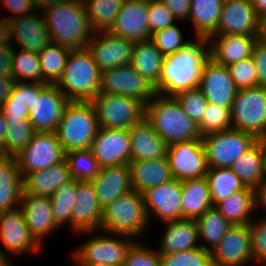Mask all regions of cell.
Instances as JSON below:
<instances>
[{"mask_svg": "<svg viewBox=\"0 0 266 266\" xmlns=\"http://www.w3.org/2000/svg\"><path fill=\"white\" fill-rule=\"evenodd\" d=\"M252 58L257 71L258 86L266 87V42L260 37L253 48Z\"/></svg>", "mask_w": 266, "mask_h": 266, "instance_id": "9f6ffc18", "label": "cell"}, {"mask_svg": "<svg viewBox=\"0 0 266 266\" xmlns=\"http://www.w3.org/2000/svg\"><path fill=\"white\" fill-rule=\"evenodd\" d=\"M198 225L199 241L207 242L209 245L200 243V246L208 251L213 250L224 237L231 224L215 207L207 209L196 219Z\"/></svg>", "mask_w": 266, "mask_h": 266, "instance_id": "74e56055", "label": "cell"}, {"mask_svg": "<svg viewBox=\"0 0 266 266\" xmlns=\"http://www.w3.org/2000/svg\"><path fill=\"white\" fill-rule=\"evenodd\" d=\"M23 193L21 176L15 157H0V212L20 206Z\"/></svg>", "mask_w": 266, "mask_h": 266, "instance_id": "d6a6232c", "label": "cell"}, {"mask_svg": "<svg viewBox=\"0 0 266 266\" xmlns=\"http://www.w3.org/2000/svg\"><path fill=\"white\" fill-rule=\"evenodd\" d=\"M0 47H12L10 42V24L4 17L0 19Z\"/></svg>", "mask_w": 266, "mask_h": 266, "instance_id": "e7e4bbea", "label": "cell"}, {"mask_svg": "<svg viewBox=\"0 0 266 266\" xmlns=\"http://www.w3.org/2000/svg\"><path fill=\"white\" fill-rule=\"evenodd\" d=\"M160 262L161 266H212L211 252L202 247L160 254Z\"/></svg>", "mask_w": 266, "mask_h": 266, "instance_id": "7dc6e473", "label": "cell"}, {"mask_svg": "<svg viewBox=\"0 0 266 266\" xmlns=\"http://www.w3.org/2000/svg\"><path fill=\"white\" fill-rule=\"evenodd\" d=\"M128 131L131 142V161L167 157L168 144L155 132L145 117Z\"/></svg>", "mask_w": 266, "mask_h": 266, "instance_id": "4316f807", "label": "cell"}, {"mask_svg": "<svg viewBox=\"0 0 266 266\" xmlns=\"http://www.w3.org/2000/svg\"><path fill=\"white\" fill-rule=\"evenodd\" d=\"M149 224L143 194L132 189L103 209L100 233L126 235L136 240L145 236Z\"/></svg>", "mask_w": 266, "mask_h": 266, "instance_id": "277c9868", "label": "cell"}, {"mask_svg": "<svg viewBox=\"0 0 266 266\" xmlns=\"http://www.w3.org/2000/svg\"><path fill=\"white\" fill-rule=\"evenodd\" d=\"M163 5H165L177 21L185 20L189 18L191 10V0H159Z\"/></svg>", "mask_w": 266, "mask_h": 266, "instance_id": "91938a15", "label": "cell"}, {"mask_svg": "<svg viewBox=\"0 0 266 266\" xmlns=\"http://www.w3.org/2000/svg\"><path fill=\"white\" fill-rule=\"evenodd\" d=\"M22 177L47 169L65 160V152L56 133L35 132L29 143L14 156Z\"/></svg>", "mask_w": 266, "mask_h": 266, "instance_id": "8fae6325", "label": "cell"}, {"mask_svg": "<svg viewBox=\"0 0 266 266\" xmlns=\"http://www.w3.org/2000/svg\"><path fill=\"white\" fill-rule=\"evenodd\" d=\"M148 14L150 37L152 34L175 24L174 22L177 21L171 11L159 0H148Z\"/></svg>", "mask_w": 266, "mask_h": 266, "instance_id": "db71d44e", "label": "cell"}, {"mask_svg": "<svg viewBox=\"0 0 266 266\" xmlns=\"http://www.w3.org/2000/svg\"><path fill=\"white\" fill-rule=\"evenodd\" d=\"M209 168H230L258 139L237 129L210 133L202 137Z\"/></svg>", "mask_w": 266, "mask_h": 266, "instance_id": "9c48e42d", "label": "cell"}, {"mask_svg": "<svg viewBox=\"0 0 266 266\" xmlns=\"http://www.w3.org/2000/svg\"><path fill=\"white\" fill-rule=\"evenodd\" d=\"M138 239L127 251L123 266H161L160 254L157 250H152Z\"/></svg>", "mask_w": 266, "mask_h": 266, "instance_id": "f5cc1de1", "label": "cell"}, {"mask_svg": "<svg viewBox=\"0 0 266 266\" xmlns=\"http://www.w3.org/2000/svg\"><path fill=\"white\" fill-rule=\"evenodd\" d=\"M150 40L164 56L174 54L190 42L184 41L183 33L176 24L152 34Z\"/></svg>", "mask_w": 266, "mask_h": 266, "instance_id": "681fc988", "label": "cell"}, {"mask_svg": "<svg viewBox=\"0 0 266 266\" xmlns=\"http://www.w3.org/2000/svg\"><path fill=\"white\" fill-rule=\"evenodd\" d=\"M142 194L149 222L155 216L163 223L183 219L181 181L173 178Z\"/></svg>", "mask_w": 266, "mask_h": 266, "instance_id": "2e32d148", "label": "cell"}, {"mask_svg": "<svg viewBox=\"0 0 266 266\" xmlns=\"http://www.w3.org/2000/svg\"><path fill=\"white\" fill-rule=\"evenodd\" d=\"M251 3L258 17L263 19L266 16V0H251Z\"/></svg>", "mask_w": 266, "mask_h": 266, "instance_id": "a7ac6f4b", "label": "cell"}, {"mask_svg": "<svg viewBox=\"0 0 266 266\" xmlns=\"http://www.w3.org/2000/svg\"><path fill=\"white\" fill-rule=\"evenodd\" d=\"M19 207L24 214L30 234L41 246L43 239L60 227L53 216L50 196L22 193Z\"/></svg>", "mask_w": 266, "mask_h": 266, "instance_id": "d4e9b609", "label": "cell"}, {"mask_svg": "<svg viewBox=\"0 0 266 266\" xmlns=\"http://www.w3.org/2000/svg\"><path fill=\"white\" fill-rule=\"evenodd\" d=\"M180 104L185 114L197 125L201 122L208 101L199 87L178 92L173 96Z\"/></svg>", "mask_w": 266, "mask_h": 266, "instance_id": "c3c4849f", "label": "cell"}, {"mask_svg": "<svg viewBox=\"0 0 266 266\" xmlns=\"http://www.w3.org/2000/svg\"><path fill=\"white\" fill-rule=\"evenodd\" d=\"M9 257L10 256L0 248V266H13V263L10 260L11 258Z\"/></svg>", "mask_w": 266, "mask_h": 266, "instance_id": "89a4df30", "label": "cell"}, {"mask_svg": "<svg viewBox=\"0 0 266 266\" xmlns=\"http://www.w3.org/2000/svg\"><path fill=\"white\" fill-rule=\"evenodd\" d=\"M230 169L245 186L255 189L266 178V140H258Z\"/></svg>", "mask_w": 266, "mask_h": 266, "instance_id": "1f68e13d", "label": "cell"}, {"mask_svg": "<svg viewBox=\"0 0 266 266\" xmlns=\"http://www.w3.org/2000/svg\"><path fill=\"white\" fill-rule=\"evenodd\" d=\"M69 102L55 84H46L38 96H34L32 108L29 110L28 119L35 132L55 133Z\"/></svg>", "mask_w": 266, "mask_h": 266, "instance_id": "5bb4252c", "label": "cell"}, {"mask_svg": "<svg viewBox=\"0 0 266 266\" xmlns=\"http://www.w3.org/2000/svg\"><path fill=\"white\" fill-rule=\"evenodd\" d=\"M210 252L212 266H246L253 262L248 224L232 225Z\"/></svg>", "mask_w": 266, "mask_h": 266, "instance_id": "e0dca14e", "label": "cell"}, {"mask_svg": "<svg viewBox=\"0 0 266 266\" xmlns=\"http://www.w3.org/2000/svg\"><path fill=\"white\" fill-rule=\"evenodd\" d=\"M260 38L266 42V16L261 19Z\"/></svg>", "mask_w": 266, "mask_h": 266, "instance_id": "2644e50d", "label": "cell"}, {"mask_svg": "<svg viewBox=\"0 0 266 266\" xmlns=\"http://www.w3.org/2000/svg\"><path fill=\"white\" fill-rule=\"evenodd\" d=\"M0 239L4 249L17 256L42 248L30 234L20 207L0 212Z\"/></svg>", "mask_w": 266, "mask_h": 266, "instance_id": "44dd1931", "label": "cell"}, {"mask_svg": "<svg viewBox=\"0 0 266 266\" xmlns=\"http://www.w3.org/2000/svg\"><path fill=\"white\" fill-rule=\"evenodd\" d=\"M12 77L16 82L43 83V76L40 69L38 53L33 51L21 50L16 52L12 47L11 53Z\"/></svg>", "mask_w": 266, "mask_h": 266, "instance_id": "7bdbcfd3", "label": "cell"}, {"mask_svg": "<svg viewBox=\"0 0 266 266\" xmlns=\"http://www.w3.org/2000/svg\"><path fill=\"white\" fill-rule=\"evenodd\" d=\"M165 232L157 249L159 254H170L201 247L198 243V225L194 219L164 222Z\"/></svg>", "mask_w": 266, "mask_h": 266, "instance_id": "f546056e", "label": "cell"}, {"mask_svg": "<svg viewBox=\"0 0 266 266\" xmlns=\"http://www.w3.org/2000/svg\"><path fill=\"white\" fill-rule=\"evenodd\" d=\"M230 112L233 129L266 140V87L237 90Z\"/></svg>", "mask_w": 266, "mask_h": 266, "instance_id": "52a82bcc", "label": "cell"}, {"mask_svg": "<svg viewBox=\"0 0 266 266\" xmlns=\"http://www.w3.org/2000/svg\"><path fill=\"white\" fill-rule=\"evenodd\" d=\"M101 73L87 48L71 50L55 85L70 101H91L99 93Z\"/></svg>", "mask_w": 266, "mask_h": 266, "instance_id": "5b68a950", "label": "cell"}, {"mask_svg": "<svg viewBox=\"0 0 266 266\" xmlns=\"http://www.w3.org/2000/svg\"><path fill=\"white\" fill-rule=\"evenodd\" d=\"M77 191V181L72 179L63 184L53 195L52 212L56 223L61 227L69 224L72 228V207L74 206Z\"/></svg>", "mask_w": 266, "mask_h": 266, "instance_id": "ee69618b", "label": "cell"}, {"mask_svg": "<svg viewBox=\"0 0 266 266\" xmlns=\"http://www.w3.org/2000/svg\"><path fill=\"white\" fill-rule=\"evenodd\" d=\"M148 0H124L109 33L134 42L149 40Z\"/></svg>", "mask_w": 266, "mask_h": 266, "instance_id": "7402d4cb", "label": "cell"}, {"mask_svg": "<svg viewBox=\"0 0 266 266\" xmlns=\"http://www.w3.org/2000/svg\"><path fill=\"white\" fill-rule=\"evenodd\" d=\"M206 179L213 206L246 186L230 168H209Z\"/></svg>", "mask_w": 266, "mask_h": 266, "instance_id": "ab89813d", "label": "cell"}, {"mask_svg": "<svg viewBox=\"0 0 266 266\" xmlns=\"http://www.w3.org/2000/svg\"><path fill=\"white\" fill-rule=\"evenodd\" d=\"M15 82L13 77L0 76V105L4 103L11 94Z\"/></svg>", "mask_w": 266, "mask_h": 266, "instance_id": "6125c7cd", "label": "cell"}, {"mask_svg": "<svg viewBox=\"0 0 266 266\" xmlns=\"http://www.w3.org/2000/svg\"><path fill=\"white\" fill-rule=\"evenodd\" d=\"M29 108L21 102H4L1 104V112L6 121L29 120Z\"/></svg>", "mask_w": 266, "mask_h": 266, "instance_id": "680465c9", "label": "cell"}, {"mask_svg": "<svg viewBox=\"0 0 266 266\" xmlns=\"http://www.w3.org/2000/svg\"><path fill=\"white\" fill-rule=\"evenodd\" d=\"M7 133V123L4 114L0 110V153L4 156V144Z\"/></svg>", "mask_w": 266, "mask_h": 266, "instance_id": "003e7915", "label": "cell"}, {"mask_svg": "<svg viewBox=\"0 0 266 266\" xmlns=\"http://www.w3.org/2000/svg\"><path fill=\"white\" fill-rule=\"evenodd\" d=\"M260 35H212L209 56L216 63L229 66L252 57L253 48Z\"/></svg>", "mask_w": 266, "mask_h": 266, "instance_id": "484cf974", "label": "cell"}, {"mask_svg": "<svg viewBox=\"0 0 266 266\" xmlns=\"http://www.w3.org/2000/svg\"><path fill=\"white\" fill-rule=\"evenodd\" d=\"M99 129L91 101H70L56 129V136L65 153L90 148Z\"/></svg>", "mask_w": 266, "mask_h": 266, "instance_id": "8992f818", "label": "cell"}, {"mask_svg": "<svg viewBox=\"0 0 266 266\" xmlns=\"http://www.w3.org/2000/svg\"><path fill=\"white\" fill-rule=\"evenodd\" d=\"M72 1H79V0H32L35 10L43 12L45 9L51 7L52 5H57L60 3L65 2H72Z\"/></svg>", "mask_w": 266, "mask_h": 266, "instance_id": "03108f58", "label": "cell"}, {"mask_svg": "<svg viewBox=\"0 0 266 266\" xmlns=\"http://www.w3.org/2000/svg\"><path fill=\"white\" fill-rule=\"evenodd\" d=\"M72 207V229L73 232L83 233L96 232L100 230L103 209L99 205L98 197L92 182H78Z\"/></svg>", "mask_w": 266, "mask_h": 266, "instance_id": "cb8c5ba5", "label": "cell"}, {"mask_svg": "<svg viewBox=\"0 0 266 266\" xmlns=\"http://www.w3.org/2000/svg\"><path fill=\"white\" fill-rule=\"evenodd\" d=\"M188 20L194 27V37L210 38L217 31L223 0H191Z\"/></svg>", "mask_w": 266, "mask_h": 266, "instance_id": "d590c367", "label": "cell"}, {"mask_svg": "<svg viewBox=\"0 0 266 266\" xmlns=\"http://www.w3.org/2000/svg\"><path fill=\"white\" fill-rule=\"evenodd\" d=\"M66 160L59 164L26 174L23 177V193L51 196L63 184L71 181Z\"/></svg>", "mask_w": 266, "mask_h": 266, "instance_id": "4dcf8cb0", "label": "cell"}, {"mask_svg": "<svg viewBox=\"0 0 266 266\" xmlns=\"http://www.w3.org/2000/svg\"><path fill=\"white\" fill-rule=\"evenodd\" d=\"M91 103L100 128L129 129L145 117V104L133 97L98 93Z\"/></svg>", "mask_w": 266, "mask_h": 266, "instance_id": "ba28073f", "label": "cell"}, {"mask_svg": "<svg viewBox=\"0 0 266 266\" xmlns=\"http://www.w3.org/2000/svg\"><path fill=\"white\" fill-rule=\"evenodd\" d=\"M182 49L165 56L156 93L174 96L199 86L205 61L209 56L208 38L194 37Z\"/></svg>", "mask_w": 266, "mask_h": 266, "instance_id": "6da1fadb", "label": "cell"}, {"mask_svg": "<svg viewBox=\"0 0 266 266\" xmlns=\"http://www.w3.org/2000/svg\"><path fill=\"white\" fill-rule=\"evenodd\" d=\"M254 201L256 209L260 207L266 211V178L254 189Z\"/></svg>", "mask_w": 266, "mask_h": 266, "instance_id": "be15d7a7", "label": "cell"}, {"mask_svg": "<svg viewBox=\"0 0 266 266\" xmlns=\"http://www.w3.org/2000/svg\"><path fill=\"white\" fill-rule=\"evenodd\" d=\"M71 49L51 42L38 52L43 84H56L62 76Z\"/></svg>", "mask_w": 266, "mask_h": 266, "instance_id": "f35d334b", "label": "cell"}, {"mask_svg": "<svg viewBox=\"0 0 266 266\" xmlns=\"http://www.w3.org/2000/svg\"><path fill=\"white\" fill-rule=\"evenodd\" d=\"M165 56L149 39L134 43L130 65L150 84L156 87Z\"/></svg>", "mask_w": 266, "mask_h": 266, "instance_id": "836d02e7", "label": "cell"}, {"mask_svg": "<svg viewBox=\"0 0 266 266\" xmlns=\"http://www.w3.org/2000/svg\"><path fill=\"white\" fill-rule=\"evenodd\" d=\"M145 118L168 145L202 138L198 125L173 96L156 94L145 105Z\"/></svg>", "mask_w": 266, "mask_h": 266, "instance_id": "3957f363", "label": "cell"}, {"mask_svg": "<svg viewBox=\"0 0 266 266\" xmlns=\"http://www.w3.org/2000/svg\"><path fill=\"white\" fill-rule=\"evenodd\" d=\"M99 93L133 97L145 105L157 94L130 64L102 71Z\"/></svg>", "mask_w": 266, "mask_h": 266, "instance_id": "4fadbf2b", "label": "cell"}, {"mask_svg": "<svg viewBox=\"0 0 266 266\" xmlns=\"http://www.w3.org/2000/svg\"><path fill=\"white\" fill-rule=\"evenodd\" d=\"M34 12L9 21L12 47L16 42L20 50L38 53L52 42L44 14L40 15L36 10Z\"/></svg>", "mask_w": 266, "mask_h": 266, "instance_id": "603a6c76", "label": "cell"}, {"mask_svg": "<svg viewBox=\"0 0 266 266\" xmlns=\"http://www.w3.org/2000/svg\"><path fill=\"white\" fill-rule=\"evenodd\" d=\"M52 42L82 50L94 34L83 0L52 5L43 12Z\"/></svg>", "mask_w": 266, "mask_h": 266, "instance_id": "7a4b0ae2", "label": "cell"}, {"mask_svg": "<svg viewBox=\"0 0 266 266\" xmlns=\"http://www.w3.org/2000/svg\"><path fill=\"white\" fill-rule=\"evenodd\" d=\"M167 158L172 177L178 181L203 178L208 173L202 138L168 145Z\"/></svg>", "mask_w": 266, "mask_h": 266, "instance_id": "7c38bea8", "label": "cell"}, {"mask_svg": "<svg viewBox=\"0 0 266 266\" xmlns=\"http://www.w3.org/2000/svg\"><path fill=\"white\" fill-rule=\"evenodd\" d=\"M100 167L125 165L131 161L128 129H98L90 147Z\"/></svg>", "mask_w": 266, "mask_h": 266, "instance_id": "ac0fdd59", "label": "cell"}, {"mask_svg": "<svg viewBox=\"0 0 266 266\" xmlns=\"http://www.w3.org/2000/svg\"><path fill=\"white\" fill-rule=\"evenodd\" d=\"M183 219L196 220L213 206L206 177L181 182Z\"/></svg>", "mask_w": 266, "mask_h": 266, "instance_id": "e575fe53", "label": "cell"}, {"mask_svg": "<svg viewBox=\"0 0 266 266\" xmlns=\"http://www.w3.org/2000/svg\"><path fill=\"white\" fill-rule=\"evenodd\" d=\"M65 160L71 178L78 182H92L101 168L90 148L71 150L65 153Z\"/></svg>", "mask_w": 266, "mask_h": 266, "instance_id": "b9f144b4", "label": "cell"}, {"mask_svg": "<svg viewBox=\"0 0 266 266\" xmlns=\"http://www.w3.org/2000/svg\"><path fill=\"white\" fill-rule=\"evenodd\" d=\"M261 19L251 0H223L214 35H260Z\"/></svg>", "mask_w": 266, "mask_h": 266, "instance_id": "d6986e66", "label": "cell"}, {"mask_svg": "<svg viewBox=\"0 0 266 266\" xmlns=\"http://www.w3.org/2000/svg\"><path fill=\"white\" fill-rule=\"evenodd\" d=\"M231 108L221 107L207 103L206 111L198 124L201 137L216 132H222L232 128Z\"/></svg>", "mask_w": 266, "mask_h": 266, "instance_id": "bcb514c9", "label": "cell"}, {"mask_svg": "<svg viewBox=\"0 0 266 266\" xmlns=\"http://www.w3.org/2000/svg\"><path fill=\"white\" fill-rule=\"evenodd\" d=\"M132 189L143 193L173 179L167 157L155 160L130 161L128 164Z\"/></svg>", "mask_w": 266, "mask_h": 266, "instance_id": "f1b7e54d", "label": "cell"}, {"mask_svg": "<svg viewBox=\"0 0 266 266\" xmlns=\"http://www.w3.org/2000/svg\"><path fill=\"white\" fill-rule=\"evenodd\" d=\"M124 0H83L94 32L108 31L113 25Z\"/></svg>", "mask_w": 266, "mask_h": 266, "instance_id": "60d3db41", "label": "cell"}, {"mask_svg": "<svg viewBox=\"0 0 266 266\" xmlns=\"http://www.w3.org/2000/svg\"><path fill=\"white\" fill-rule=\"evenodd\" d=\"M6 123L4 156L14 157L29 143L35 130L29 120H11Z\"/></svg>", "mask_w": 266, "mask_h": 266, "instance_id": "f6af8a7d", "label": "cell"}, {"mask_svg": "<svg viewBox=\"0 0 266 266\" xmlns=\"http://www.w3.org/2000/svg\"><path fill=\"white\" fill-rule=\"evenodd\" d=\"M108 234V235H107ZM105 232L83 242L72 251V256L79 265L106 263L113 266H123L127 251L136 241L126 235Z\"/></svg>", "mask_w": 266, "mask_h": 266, "instance_id": "30bf717a", "label": "cell"}, {"mask_svg": "<svg viewBox=\"0 0 266 266\" xmlns=\"http://www.w3.org/2000/svg\"><path fill=\"white\" fill-rule=\"evenodd\" d=\"M81 266H113V265H109L106 263H97V264H86V265H81Z\"/></svg>", "mask_w": 266, "mask_h": 266, "instance_id": "8c879c8a", "label": "cell"}, {"mask_svg": "<svg viewBox=\"0 0 266 266\" xmlns=\"http://www.w3.org/2000/svg\"><path fill=\"white\" fill-rule=\"evenodd\" d=\"M231 224H249L255 210L254 189L245 187L215 206Z\"/></svg>", "mask_w": 266, "mask_h": 266, "instance_id": "8d00e7d4", "label": "cell"}, {"mask_svg": "<svg viewBox=\"0 0 266 266\" xmlns=\"http://www.w3.org/2000/svg\"><path fill=\"white\" fill-rule=\"evenodd\" d=\"M227 67L237 90L258 86L257 71L252 57Z\"/></svg>", "mask_w": 266, "mask_h": 266, "instance_id": "f907efd6", "label": "cell"}, {"mask_svg": "<svg viewBox=\"0 0 266 266\" xmlns=\"http://www.w3.org/2000/svg\"><path fill=\"white\" fill-rule=\"evenodd\" d=\"M134 41L115 36L108 31L94 32L87 50L101 71L129 65Z\"/></svg>", "mask_w": 266, "mask_h": 266, "instance_id": "9a60e30c", "label": "cell"}, {"mask_svg": "<svg viewBox=\"0 0 266 266\" xmlns=\"http://www.w3.org/2000/svg\"><path fill=\"white\" fill-rule=\"evenodd\" d=\"M209 103L231 108L237 88L227 66L208 58L203 66L198 86Z\"/></svg>", "mask_w": 266, "mask_h": 266, "instance_id": "ffe728a7", "label": "cell"}, {"mask_svg": "<svg viewBox=\"0 0 266 266\" xmlns=\"http://www.w3.org/2000/svg\"><path fill=\"white\" fill-rule=\"evenodd\" d=\"M46 84L33 82H15L11 94L5 102H21L27 108H32L34 96H38L40 90Z\"/></svg>", "mask_w": 266, "mask_h": 266, "instance_id": "11a10c76", "label": "cell"}, {"mask_svg": "<svg viewBox=\"0 0 266 266\" xmlns=\"http://www.w3.org/2000/svg\"><path fill=\"white\" fill-rule=\"evenodd\" d=\"M12 47H0V76L12 77Z\"/></svg>", "mask_w": 266, "mask_h": 266, "instance_id": "94428289", "label": "cell"}, {"mask_svg": "<svg viewBox=\"0 0 266 266\" xmlns=\"http://www.w3.org/2000/svg\"><path fill=\"white\" fill-rule=\"evenodd\" d=\"M92 183L102 209L132 190L127 164L101 167Z\"/></svg>", "mask_w": 266, "mask_h": 266, "instance_id": "83f0119b", "label": "cell"}, {"mask_svg": "<svg viewBox=\"0 0 266 266\" xmlns=\"http://www.w3.org/2000/svg\"><path fill=\"white\" fill-rule=\"evenodd\" d=\"M250 231L251 252L254 262L266 263V217L253 218L248 224Z\"/></svg>", "mask_w": 266, "mask_h": 266, "instance_id": "816d5d0a", "label": "cell"}, {"mask_svg": "<svg viewBox=\"0 0 266 266\" xmlns=\"http://www.w3.org/2000/svg\"><path fill=\"white\" fill-rule=\"evenodd\" d=\"M3 7L7 8L10 12L13 13L11 16H5L7 21H10L14 18L26 16L35 11L34 4L32 0H1Z\"/></svg>", "mask_w": 266, "mask_h": 266, "instance_id": "6f0895ef", "label": "cell"}]
</instances>
